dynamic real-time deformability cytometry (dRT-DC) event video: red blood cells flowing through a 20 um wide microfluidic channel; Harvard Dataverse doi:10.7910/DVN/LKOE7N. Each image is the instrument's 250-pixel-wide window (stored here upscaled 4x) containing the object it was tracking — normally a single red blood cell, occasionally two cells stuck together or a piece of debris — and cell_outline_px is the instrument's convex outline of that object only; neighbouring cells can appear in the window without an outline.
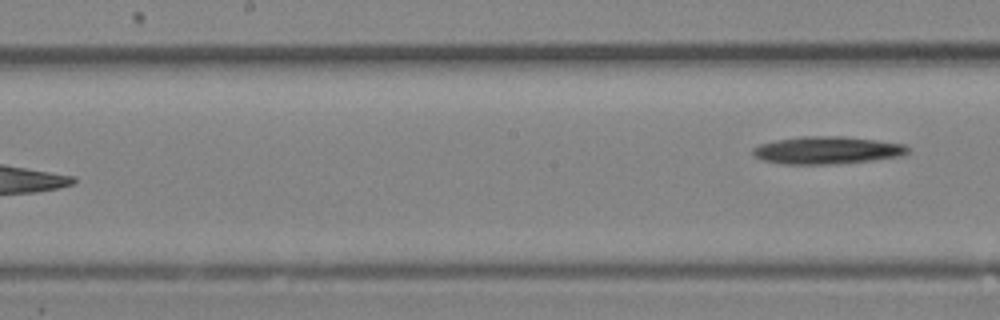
{"species": "Egyptian fruit bat (a non-hibernating species)", "species_latin": "Rousettus aegyptiacus", "temperature_condition": "room temperature", "stored_images_in_passage": 14, "segment_of_instrument_passage": [2, 2], "camera_frame_rate_fps": 3000, "um_per_image_px": 0.085, "animal": {"sex": "female"}, "frame": {"image": 1, "passage_image": 14, "time_ms": 4.333, "image_size_px": [1000, 320], "cell_outline_px": [[908, 152], [904, 156], [872, 160], [836, 164], [780, 164], [760, 160], [752, 156], [752, 148], [760, 144], [776, 140], [804, 136], [840, 136], [876, 140], [904, 144], [908, 148]], "centroid_in_image_um": [70.26, 12.78], "position_along_channel_um": 177.9, "area_um2": 25.03}}